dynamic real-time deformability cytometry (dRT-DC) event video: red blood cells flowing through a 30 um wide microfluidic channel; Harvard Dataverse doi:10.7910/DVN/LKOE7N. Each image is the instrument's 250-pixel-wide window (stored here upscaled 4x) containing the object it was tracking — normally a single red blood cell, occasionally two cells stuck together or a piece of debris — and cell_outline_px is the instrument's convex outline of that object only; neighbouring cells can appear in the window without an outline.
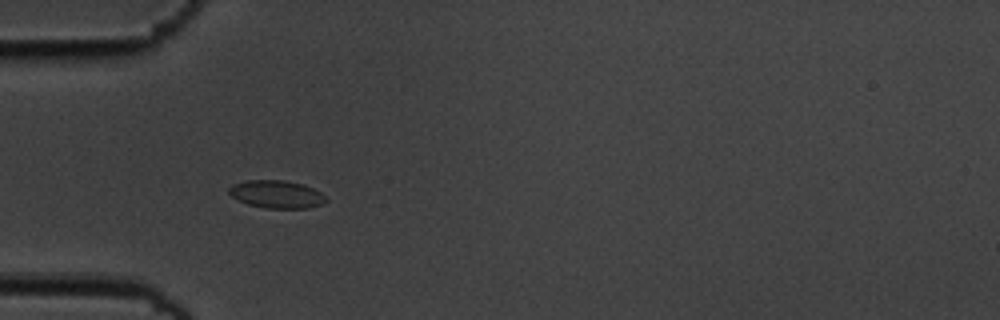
{"species": "common noctule bat (a hibernating species)", "species_latin": "Nyctalus noctula", "temperature_condition": "cold", "stored_images_in_passage": 3, "camera_frame_rate_fps": 3000, "um_per_image_px": 0.085, "animal": {"sex": "male", "body_mass_g": 19.5, "forearm_length_mm": 54.6}, "frame": {"image": 1, "passage_image": 2, "time_ms": 0.333, "image_size_px": [1000, 320], "cell_outline_px": [[328, 200], [320, 204], [308, 208], [264, 208], [248, 204], [232, 196], [228, 192], [228, 188], [232, 184], [244, 180], [284, 180], [304, 184], [320, 192]], "centroid_in_image_um": [23.49, 16.5], "position_along_channel_um": 61.5, "area_um2": 15.66}}
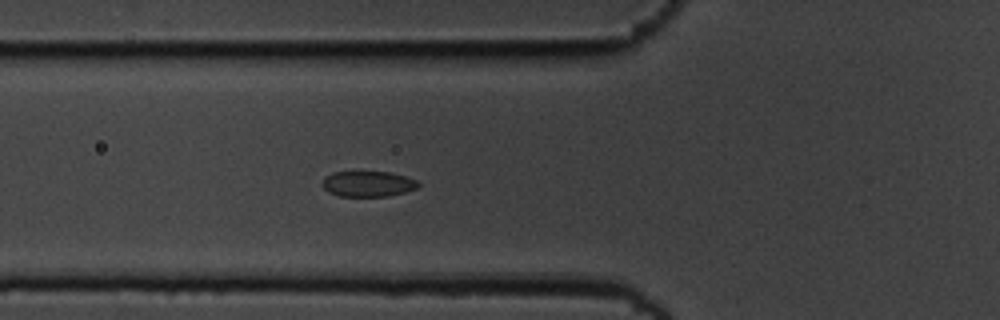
{"frame": {"image": 2, "passage_image": 3, "time_ms": 0.667, "image_size_px": [1000, 320], "cell_outline_px": [[420, 184], [416, 188], [404, 192], [388, 196], [340, 196], [328, 192], [320, 184], [324, 176], [332, 172], [392, 172], [416, 180]], "centroid_in_image_um": [31.23, 15.62], "position_along_channel_um": 94.6, "area_um2": 14.33}}